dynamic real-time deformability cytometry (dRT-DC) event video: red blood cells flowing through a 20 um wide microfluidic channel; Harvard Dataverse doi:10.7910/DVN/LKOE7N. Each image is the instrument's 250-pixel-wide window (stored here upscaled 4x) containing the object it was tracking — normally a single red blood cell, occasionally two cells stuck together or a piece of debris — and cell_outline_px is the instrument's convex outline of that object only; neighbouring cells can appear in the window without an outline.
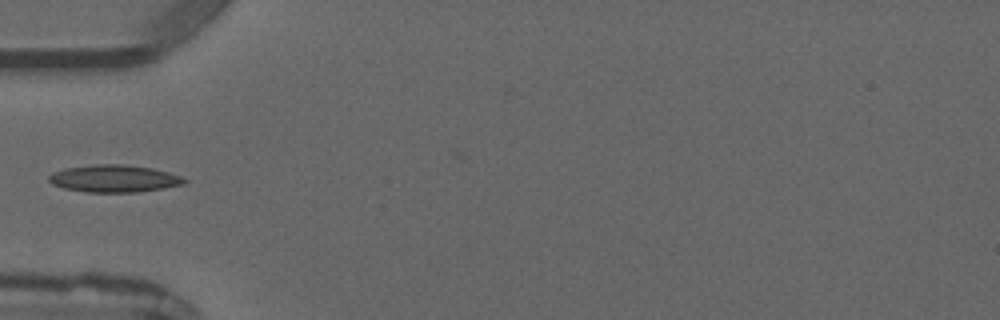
{"species": "common noctule bat (a hibernating species)", "species_latin": "Nyctalus noctula", "temperature_condition": "warm", "stored_images_in_passage": 5, "camera_frame_rate_fps": 3000, "um_per_image_px": 0.085, "animal": {"sex": "male", "forearm_length_mm": 52.5}, "frame": {"image": 1, "passage_image": 5, "time_ms": 5.333, "image_size_px": [1000, 320], "cell_outline_px": [[188, 180], [184, 184], [164, 188], [136, 192], [88, 192], [64, 188], [52, 184], [48, 180], [48, 176], [52, 172], [64, 168], [92, 164], [124, 164], [152, 168], [168, 172], [180, 176]], "centroid_in_image_um": [9.68, 15.17], "position_along_channel_um": 75.3, "area_um2": 21.62}}